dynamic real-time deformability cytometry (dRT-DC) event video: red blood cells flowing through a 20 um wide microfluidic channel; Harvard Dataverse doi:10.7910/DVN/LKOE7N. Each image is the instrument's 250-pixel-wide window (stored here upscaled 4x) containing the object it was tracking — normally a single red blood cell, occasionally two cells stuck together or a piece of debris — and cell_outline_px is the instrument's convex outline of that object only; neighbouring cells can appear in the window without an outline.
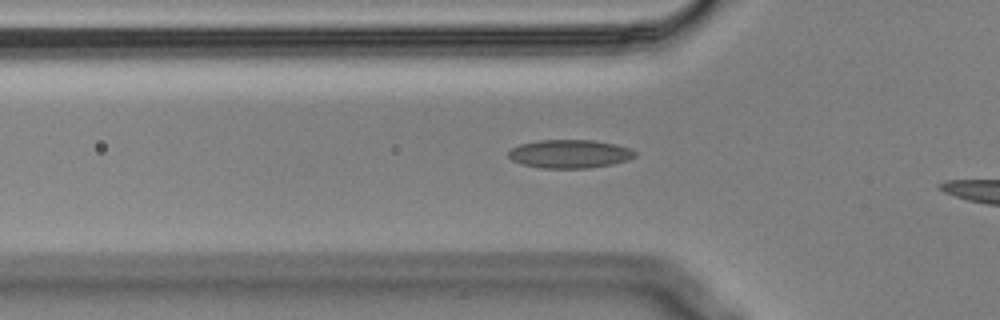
{"species": "Egyptian fruit bat (a non-hibernating species)", "species_latin": "Rousettus aegyptiacus", "temperature_condition": "cold", "stored_images_in_passage": 18, "camera_frame_rate_fps": 3000, "um_per_image_px": 0.085, "animal": {"sex": "male"}, "frame": {"image": 1, "passage_image": 5, "time_ms": 1.333, "image_size_px": [1000, 320], "cell_outline_px": [[636, 156], [628, 160], [612, 164], [588, 168], [540, 168], [524, 164], [512, 160], [508, 156], [508, 152], [512, 148], [520, 144], [540, 140], [592, 140], [616, 144], [628, 148], [636, 152]], "centroid_in_image_um": [48.43, 13.08], "position_along_channel_um": 77.4, "area_um2": 20.87}}
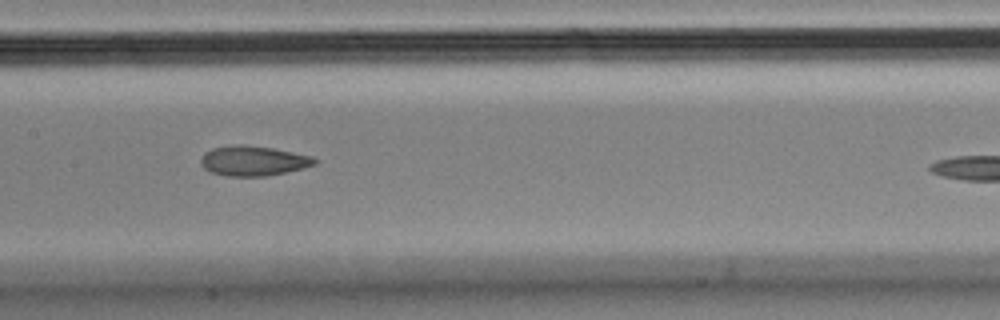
{"frame": {"image": 2, "passage_image": 14, "time_ms": 4.333, "image_size_px": [1000, 320], "cell_outline_px": [[320, 160], [316, 164], [304, 168], [264, 176], [228, 176], [212, 172], [204, 168], [200, 164], [200, 160], [204, 152], [212, 148], [236, 144], [240, 144], [272, 148], [312, 156]], "centroid_in_image_um": [21.53, 13.66], "position_along_channel_um": 185.9, "area_um2": 19.83}}
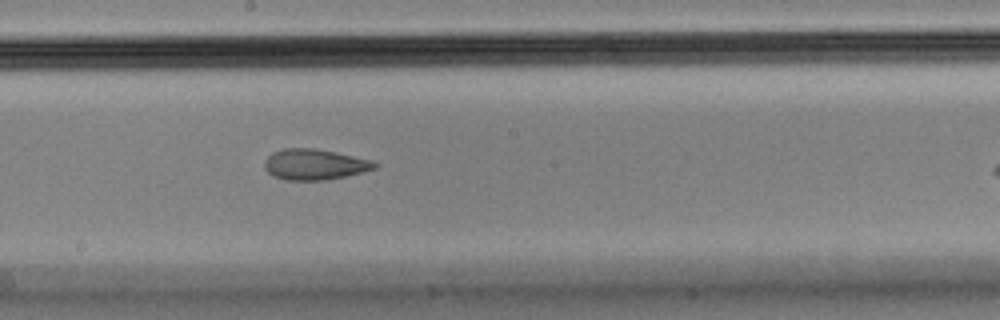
{"frame": {"image": 3, "passage_image": 17, "time_ms": 5.333, "image_size_px": [1000, 320], "cell_outline_px": [[380, 164], [376, 168], [328, 180], [284, 180], [272, 176], [264, 168], [264, 160], [272, 152], [284, 148], [316, 148], [336, 152], [372, 160]], "centroid_in_image_um": [26.71, 13.97], "position_along_channel_um": 221.5, "area_um2": 19.88}}